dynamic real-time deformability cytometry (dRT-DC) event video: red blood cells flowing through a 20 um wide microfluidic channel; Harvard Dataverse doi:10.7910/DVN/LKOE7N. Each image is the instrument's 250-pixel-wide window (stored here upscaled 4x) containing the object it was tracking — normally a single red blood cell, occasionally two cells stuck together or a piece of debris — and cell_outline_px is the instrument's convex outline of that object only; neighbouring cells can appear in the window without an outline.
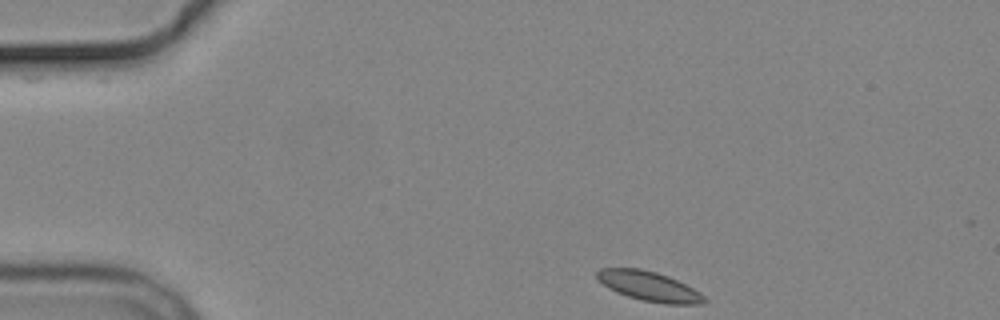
{"species": "common noctule bat (a hibernating species)", "species_latin": "Nyctalus noctula", "temperature_condition": "cold", "stored_images_in_passage": 2, "camera_frame_rate_fps": 3000, "um_per_image_px": 0.085, "animal": {"sex": "male", "body_mass_g": 19.2, "forearm_length_mm": 51.8}, "frame": {"image": 1, "passage_image": 1, "time_ms": 0.0, "image_size_px": [1000, 320], "cell_outline_px": [[708, 300], [704, 304], [664, 304], [644, 300], [628, 296], [616, 292], [608, 288], [596, 276], [596, 272], [600, 268], [640, 268], [656, 272], [668, 276], [700, 292]], "centroid_in_image_um": [55.19, 24.33], "position_along_channel_um": 29.8, "area_um2": 18.38}}